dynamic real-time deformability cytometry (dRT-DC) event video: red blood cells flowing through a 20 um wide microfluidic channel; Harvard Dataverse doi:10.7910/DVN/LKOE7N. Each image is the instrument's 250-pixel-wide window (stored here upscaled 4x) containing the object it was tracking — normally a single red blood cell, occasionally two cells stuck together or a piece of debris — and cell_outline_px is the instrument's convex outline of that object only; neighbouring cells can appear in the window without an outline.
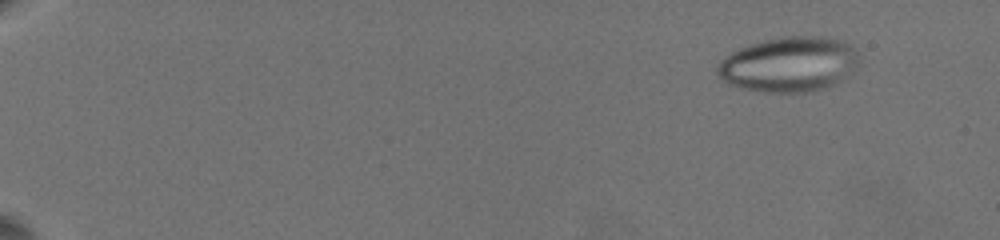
{"species": "common noctule bat (a hibernating species)", "species_latin": "Nyctalus noctula", "temperature_condition": "warm", "stored_images_in_passage": 55, "camera_frame_rate_fps": 3000, "um_per_image_px": 0.085, "animal": {"sex": "female", "body_mass_g": 19.5, "forearm_length_mm": 54.1}, "frame": {"image": 1, "passage_image": 9, "time_ms": 2.0, "image_size_px": [1000, 240], "cell_outline_px": [[860, 60], [836, 84], [828, 88], [812, 92], [764, 92], [744, 88], [732, 84], [716, 76], [716, 68], [732, 52], [740, 48], [764, 40], [784, 36], [820, 36], [836, 40], [848, 44], [856, 48]], "centroid_in_image_um": [67.08, 5.48], "position_along_channel_um": 17.9, "area_um2": 44.91}}
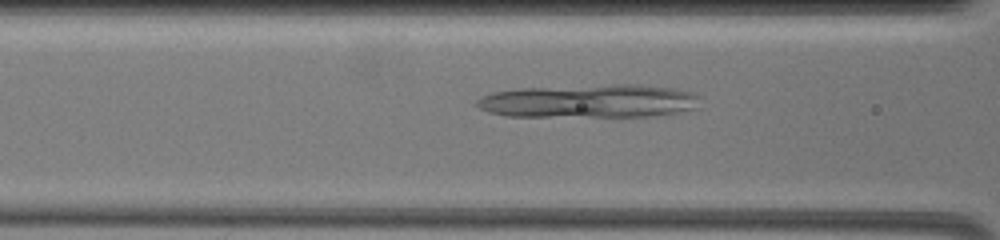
{"frame": {"image": 2, "passage_image": 41, "time_ms": 9.667, "image_size_px": [1000, 240], "cell_outline_px": [[700, 96], [692, 108], [672, 112], [644, 116], [508, 116], [488, 112], [480, 108], [476, 104], [476, 100], [484, 96], [496, 92], [516, 88], [616, 84], [636, 84], [676, 88], [692, 92]], "centroid_in_image_um": [50.02, 8.57], "position_along_channel_um": 116.6, "area_um2": 42.95}}
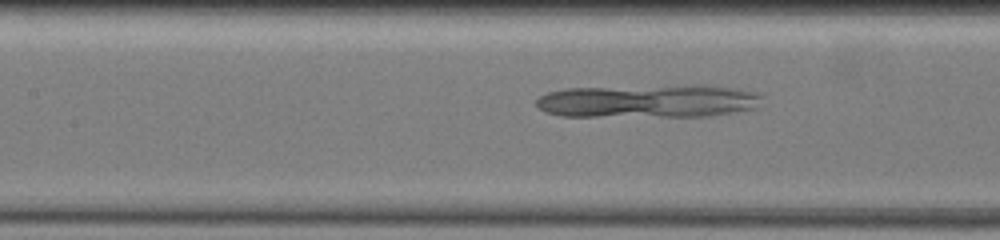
{"frame": {"image": 3, "passage_image": 45, "time_ms": 10.667, "image_size_px": [1000, 240], "cell_outline_px": [[764, 96], [756, 108], [736, 112], [708, 116], [560, 116], [544, 112], [536, 104], [536, 100], [540, 96], [548, 92], [568, 88], [692, 84], [712, 84], [740, 88], [756, 92]], "centroid_in_image_um": [55.18, 8.57], "position_along_channel_um": 152.2, "area_um2": 44.62}}